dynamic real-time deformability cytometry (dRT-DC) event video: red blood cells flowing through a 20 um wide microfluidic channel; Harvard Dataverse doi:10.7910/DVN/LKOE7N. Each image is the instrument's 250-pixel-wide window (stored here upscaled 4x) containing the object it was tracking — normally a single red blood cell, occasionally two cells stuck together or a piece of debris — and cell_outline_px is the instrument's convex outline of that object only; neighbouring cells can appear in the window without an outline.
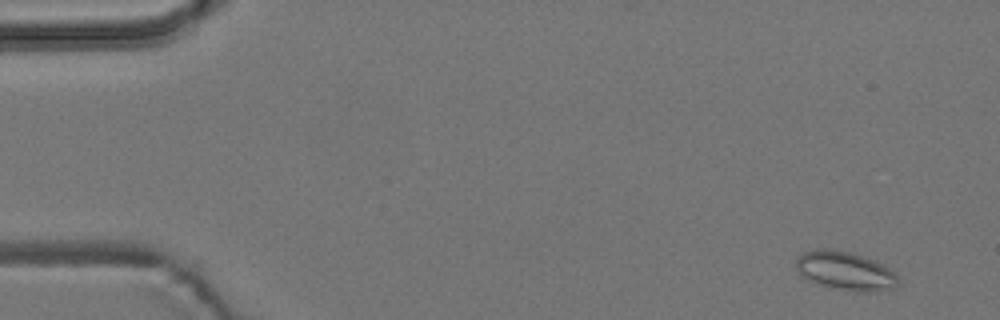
{"species": "common noctule bat (a hibernating species)", "species_latin": "Nyctalus noctula", "temperature_condition": "room temperature", "stored_images_in_passage": 5, "camera_frame_rate_fps": 3000, "um_per_image_px": 0.085, "animal": {"sex": "male", "body_mass_g": 19.2, "forearm_length_mm": 51.8}, "frame": {"image": 1, "passage_image": 2, "time_ms": 0.333, "image_size_px": [1000, 320], "cell_outline_px": [[900, 284], [896, 288], [876, 292], [856, 292], [816, 284], [800, 276], [796, 268], [796, 260], [804, 252], [816, 248], [820, 248], [848, 252], [872, 260], [888, 268], [900, 280]], "centroid_in_image_um": [71.84, 23.06], "position_along_channel_um": 13.2, "area_um2": 22.95}}